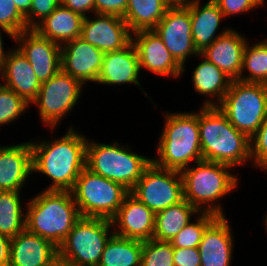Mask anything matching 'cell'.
I'll list each match as a JSON object with an SVG mask.
<instances>
[{"label": "cell", "mask_w": 267, "mask_h": 266, "mask_svg": "<svg viewBox=\"0 0 267 266\" xmlns=\"http://www.w3.org/2000/svg\"><path fill=\"white\" fill-rule=\"evenodd\" d=\"M88 139L70 126L60 139L30 141L33 172L51 178L44 190L71 191L81 171L86 167Z\"/></svg>", "instance_id": "6da1fadb"}, {"label": "cell", "mask_w": 267, "mask_h": 266, "mask_svg": "<svg viewBox=\"0 0 267 266\" xmlns=\"http://www.w3.org/2000/svg\"><path fill=\"white\" fill-rule=\"evenodd\" d=\"M203 160L236 167L251 161V141L238 131L218 106H203L198 112Z\"/></svg>", "instance_id": "7a4b0ae2"}, {"label": "cell", "mask_w": 267, "mask_h": 266, "mask_svg": "<svg viewBox=\"0 0 267 266\" xmlns=\"http://www.w3.org/2000/svg\"><path fill=\"white\" fill-rule=\"evenodd\" d=\"M25 229L57 248L81 217L71 191L44 190L29 199Z\"/></svg>", "instance_id": "3957f363"}, {"label": "cell", "mask_w": 267, "mask_h": 266, "mask_svg": "<svg viewBox=\"0 0 267 266\" xmlns=\"http://www.w3.org/2000/svg\"><path fill=\"white\" fill-rule=\"evenodd\" d=\"M165 119L156 149L158 157L152 162L164 169L182 171L192 161L203 160L198 112H166Z\"/></svg>", "instance_id": "277c9868"}, {"label": "cell", "mask_w": 267, "mask_h": 266, "mask_svg": "<svg viewBox=\"0 0 267 266\" xmlns=\"http://www.w3.org/2000/svg\"><path fill=\"white\" fill-rule=\"evenodd\" d=\"M195 164L181 171L184 199L199 212L225 216L218 201L238 186V177L228 171L233 167L206 160Z\"/></svg>", "instance_id": "5b68a950"}, {"label": "cell", "mask_w": 267, "mask_h": 266, "mask_svg": "<svg viewBox=\"0 0 267 266\" xmlns=\"http://www.w3.org/2000/svg\"><path fill=\"white\" fill-rule=\"evenodd\" d=\"M118 143L104 144L87 141L86 167L92 172L117 182L131 191L142 177L152 158L134 153Z\"/></svg>", "instance_id": "8992f818"}, {"label": "cell", "mask_w": 267, "mask_h": 266, "mask_svg": "<svg viewBox=\"0 0 267 266\" xmlns=\"http://www.w3.org/2000/svg\"><path fill=\"white\" fill-rule=\"evenodd\" d=\"M130 193L121 184L85 167L71 190L80 216L112 220Z\"/></svg>", "instance_id": "52a82bcc"}, {"label": "cell", "mask_w": 267, "mask_h": 266, "mask_svg": "<svg viewBox=\"0 0 267 266\" xmlns=\"http://www.w3.org/2000/svg\"><path fill=\"white\" fill-rule=\"evenodd\" d=\"M218 108L238 131L251 138L267 116V85L232 80Z\"/></svg>", "instance_id": "ba28073f"}, {"label": "cell", "mask_w": 267, "mask_h": 266, "mask_svg": "<svg viewBox=\"0 0 267 266\" xmlns=\"http://www.w3.org/2000/svg\"><path fill=\"white\" fill-rule=\"evenodd\" d=\"M111 229L112 220L81 216L58 247V255L73 266H98L106 243L114 234Z\"/></svg>", "instance_id": "9c48e42d"}, {"label": "cell", "mask_w": 267, "mask_h": 266, "mask_svg": "<svg viewBox=\"0 0 267 266\" xmlns=\"http://www.w3.org/2000/svg\"><path fill=\"white\" fill-rule=\"evenodd\" d=\"M130 193L156 214L184 199L181 171L164 169L152 162Z\"/></svg>", "instance_id": "30bf717a"}, {"label": "cell", "mask_w": 267, "mask_h": 266, "mask_svg": "<svg viewBox=\"0 0 267 266\" xmlns=\"http://www.w3.org/2000/svg\"><path fill=\"white\" fill-rule=\"evenodd\" d=\"M83 86L80 81L62 70L41 83L37 98L32 103L39 107V118L44 125L48 124L53 131L77 104Z\"/></svg>", "instance_id": "8fae6325"}, {"label": "cell", "mask_w": 267, "mask_h": 266, "mask_svg": "<svg viewBox=\"0 0 267 266\" xmlns=\"http://www.w3.org/2000/svg\"><path fill=\"white\" fill-rule=\"evenodd\" d=\"M162 39L165 47L185 70L186 60L198 56L193 38L189 9L184 4H172L165 16L153 29Z\"/></svg>", "instance_id": "7c38bea8"}, {"label": "cell", "mask_w": 267, "mask_h": 266, "mask_svg": "<svg viewBox=\"0 0 267 266\" xmlns=\"http://www.w3.org/2000/svg\"><path fill=\"white\" fill-rule=\"evenodd\" d=\"M17 48L28 59L40 83L46 82L61 70V46L27 29L15 36Z\"/></svg>", "instance_id": "4fadbf2b"}, {"label": "cell", "mask_w": 267, "mask_h": 266, "mask_svg": "<svg viewBox=\"0 0 267 266\" xmlns=\"http://www.w3.org/2000/svg\"><path fill=\"white\" fill-rule=\"evenodd\" d=\"M95 19L84 17L80 37L100 51L113 52L132 41V33L123 17L94 13Z\"/></svg>", "instance_id": "5bb4252c"}, {"label": "cell", "mask_w": 267, "mask_h": 266, "mask_svg": "<svg viewBox=\"0 0 267 266\" xmlns=\"http://www.w3.org/2000/svg\"><path fill=\"white\" fill-rule=\"evenodd\" d=\"M104 52L84 41L81 37L61 46V70L80 81L96 83Z\"/></svg>", "instance_id": "9a60e30c"}, {"label": "cell", "mask_w": 267, "mask_h": 266, "mask_svg": "<svg viewBox=\"0 0 267 266\" xmlns=\"http://www.w3.org/2000/svg\"><path fill=\"white\" fill-rule=\"evenodd\" d=\"M132 42L137 50L140 71L147 69L161 76L180 77L183 67L165 47L154 30H141L132 34Z\"/></svg>", "instance_id": "2e32d148"}, {"label": "cell", "mask_w": 267, "mask_h": 266, "mask_svg": "<svg viewBox=\"0 0 267 266\" xmlns=\"http://www.w3.org/2000/svg\"><path fill=\"white\" fill-rule=\"evenodd\" d=\"M115 235L147 241L153 239L155 213L129 193L112 219ZM118 227V228H117Z\"/></svg>", "instance_id": "e0dca14e"}, {"label": "cell", "mask_w": 267, "mask_h": 266, "mask_svg": "<svg viewBox=\"0 0 267 266\" xmlns=\"http://www.w3.org/2000/svg\"><path fill=\"white\" fill-rule=\"evenodd\" d=\"M0 74V78L5 81L1 84L13 90L28 104H32L37 98L41 83L30 62L17 47L9 51L0 65Z\"/></svg>", "instance_id": "ac0fdd59"}, {"label": "cell", "mask_w": 267, "mask_h": 266, "mask_svg": "<svg viewBox=\"0 0 267 266\" xmlns=\"http://www.w3.org/2000/svg\"><path fill=\"white\" fill-rule=\"evenodd\" d=\"M246 44L247 39L231 28L200 52L199 56L214 63L232 80H239Z\"/></svg>", "instance_id": "d6986e66"}, {"label": "cell", "mask_w": 267, "mask_h": 266, "mask_svg": "<svg viewBox=\"0 0 267 266\" xmlns=\"http://www.w3.org/2000/svg\"><path fill=\"white\" fill-rule=\"evenodd\" d=\"M140 72L138 53L131 41L120 50L104 53L102 68L96 83L109 86L133 83L147 95L138 81Z\"/></svg>", "instance_id": "ffe728a7"}, {"label": "cell", "mask_w": 267, "mask_h": 266, "mask_svg": "<svg viewBox=\"0 0 267 266\" xmlns=\"http://www.w3.org/2000/svg\"><path fill=\"white\" fill-rule=\"evenodd\" d=\"M30 173H33L30 141L0 146V191L20 192Z\"/></svg>", "instance_id": "44dd1931"}, {"label": "cell", "mask_w": 267, "mask_h": 266, "mask_svg": "<svg viewBox=\"0 0 267 266\" xmlns=\"http://www.w3.org/2000/svg\"><path fill=\"white\" fill-rule=\"evenodd\" d=\"M226 216H218L204 231L198 246L201 266H230L233 236Z\"/></svg>", "instance_id": "7402d4cb"}, {"label": "cell", "mask_w": 267, "mask_h": 266, "mask_svg": "<svg viewBox=\"0 0 267 266\" xmlns=\"http://www.w3.org/2000/svg\"><path fill=\"white\" fill-rule=\"evenodd\" d=\"M183 4L190 12L192 38L199 53L230 29L226 27L216 34L224 15L213 0L207 1L203 6L200 5V0H187Z\"/></svg>", "instance_id": "603a6c76"}, {"label": "cell", "mask_w": 267, "mask_h": 266, "mask_svg": "<svg viewBox=\"0 0 267 266\" xmlns=\"http://www.w3.org/2000/svg\"><path fill=\"white\" fill-rule=\"evenodd\" d=\"M58 256V248L26 229L10 240L9 266H45Z\"/></svg>", "instance_id": "cb8c5ba5"}, {"label": "cell", "mask_w": 267, "mask_h": 266, "mask_svg": "<svg viewBox=\"0 0 267 266\" xmlns=\"http://www.w3.org/2000/svg\"><path fill=\"white\" fill-rule=\"evenodd\" d=\"M84 16L62 5L34 28L41 36L62 46L80 37Z\"/></svg>", "instance_id": "d4e9b609"}, {"label": "cell", "mask_w": 267, "mask_h": 266, "mask_svg": "<svg viewBox=\"0 0 267 266\" xmlns=\"http://www.w3.org/2000/svg\"><path fill=\"white\" fill-rule=\"evenodd\" d=\"M202 58L192 74L193 86L197 93L205 97L209 96V98L212 96L210 99L215 98L217 101L216 103V101L207 99L203 106H218L228 92L232 79L214 63L207 61L204 57Z\"/></svg>", "instance_id": "484cf974"}, {"label": "cell", "mask_w": 267, "mask_h": 266, "mask_svg": "<svg viewBox=\"0 0 267 266\" xmlns=\"http://www.w3.org/2000/svg\"><path fill=\"white\" fill-rule=\"evenodd\" d=\"M171 5L168 0H128L123 18L132 34L153 30Z\"/></svg>", "instance_id": "4316f807"}, {"label": "cell", "mask_w": 267, "mask_h": 266, "mask_svg": "<svg viewBox=\"0 0 267 266\" xmlns=\"http://www.w3.org/2000/svg\"><path fill=\"white\" fill-rule=\"evenodd\" d=\"M195 213L197 215L200 212L185 199L157 212L153 239L170 241L191 221Z\"/></svg>", "instance_id": "83f0119b"}, {"label": "cell", "mask_w": 267, "mask_h": 266, "mask_svg": "<svg viewBox=\"0 0 267 266\" xmlns=\"http://www.w3.org/2000/svg\"><path fill=\"white\" fill-rule=\"evenodd\" d=\"M143 241L113 234L102 252L98 266H141Z\"/></svg>", "instance_id": "f1b7e54d"}, {"label": "cell", "mask_w": 267, "mask_h": 266, "mask_svg": "<svg viewBox=\"0 0 267 266\" xmlns=\"http://www.w3.org/2000/svg\"><path fill=\"white\" fill-rule=\"evenodd\" d=\"M19 191H0V234L13 238L25 230L26 212L23 211Z\"/></svg>", "instance_id": "f546056e"}, {"label": "cell", "mask_w": 267, "mask_h": 266, "mask_svg": "<svg viewBox=\"0 0 267 266\" xmlns=\"http://www.w3.org/2000/svg\"><path fill=\"white\" fill-rule=\"evenodd\" d=\"M249 45L247 42L243 52L239 81L267 85V39ZM244 71H248V75Z\"/></svg>", "instance_id": "4dcf8cb0"}, {"label": "cell", "mask_w": 267, "mask_h": 266, "mask_svg": "<svg viewBox=\"0 0 267 266\" xmlns=\"http://www.w3.org/2000/svg\"><path fill=\"white\" fill-rule=\"evenodd\" d=\"M218 216L209 212L197 214L196 222L190 221L183 229L174 236L170 242L172 247L177 248H196L199 246L204 231Z\"/></svg>", "instance_id": "1f68e13d"}, {"label": "cell", "mask_w": 267, "mask_h": 266, "mask_svg": "<svg viewBox=\"0 0 267 266\" xmlns=\"http://www.w3.org/2000/svg\"><path fill=\"white\" fill-rule=\"evenodd\" d=\"M141 266H174L171 242L156 239L143 241Z\"/></svg>", "instance_id": "d6a6232c"}, {"label": "cell", "mask_w": 267, "mask_h": 266, "mask_svg": "<svg viewBox=\"0 0 267 266\" xmlns=\"http://www.w3.org/2000/svg\"><path fill=\"white\" fill-rule=\"evenodd\" d=\"M30 107L22 97L0 83V125L15 121Z\"/></svg>", "instance_id": "836d02e7"}, {"label": "cell", "mask_w": 267, "mask_h": 266, "mask_svg": "<svg viewBox=\"0 0 267 266\" xmlns=\"http://www.w3.org/2000/svg\"><path fill=\"white\" fill-rule=\"evenodd\" d=\"M0 26L14 36L27 30L25 16L17 9L13 0H0Z\"/></svg>", "instance_id": "e575fe53"}, {"label": "cell", "mask_w": 267, "mask_h": 266, "mask_svg": "<svg viewBox=\"0 0 267 266\" xmlns=\"http://www.w3.org/2000/svg\"><path fill=\"white\" fill-rule=\"evenodd\" d=\"M250 141L253 165L267 170V116Z\"/></svg>", "instance_id": "d590c367"}, {"label": "cell", "mask_w": 267, "mask_h": 266, "mask_svg": "<svg viewBox=\"0 0 267 266\" xmlns=\"http://www.w3.org/2000/svg\"><path fill=\"white\" fill-rule=\"evenodd\" d=\"M60 5L61 0H32L31 10L25 16L27 29H34Z\"/></svg>", "instance_id": "8d00e7d4"}, {"label": "cell", "mask_w": 267, "mask_h": 266, "mask_svg": "<svg viewBox=\"0 0 267 266\" xmlns=\"http://www.w3.org/2000/svg\"><path fill=\"white\" fill-rule=\"evenodd\" d=\"M222 11L224 18L250 12L260 5L255 0H213Z\"/></svg>", "instance_id": "74e56055"}, {"label": "cell", "mask_w": 267, "mask_h": 266, "mask_svg": "<svg viewBox=\"0 0 267 266\" xmlns=\"http://www.w3.org/2000/svg\"><path fill=\"white\" fill-rule=\"evenodd\" d=\"M173 262L174 266H201L198 247H173Z\"/></svg>", "instance_id": "f35d334b"}, {"label": "cell", "mask_w": 267, "mask_h": 266, "mask_svg": "<svg viewBox=\"0 0 267 266\" xmlns=\"http://www.w3.org/2000/svg\"><path fill=\"white\" fill-rule=\"evenodd\" d=\"M128 0H95V13L124 17Z\"/></svg>", "instance_id": "ab89813d"}, {"label": "cell", "mask_w": 267, "mask_h": 266, "mask_svg": "<svg viewBox=\"0 0 267 266\" xmlns=\"http://www.w3.org/2000/svg\"><path fill=\"white\" fill-rule=\"evenodd\" d=\"M61 5L80 13L84 17L89 12L95 13V0H61Z\"/></svg>", "instance_id": "60d3db41"}, {"label": "cell", "mask_w": 267, "mask_h": 266, "mask_svg": "<svg viewBox=\"0 0 267 266\" xmlns=\"http://www.w3.org/2000/svg\"><path fill=\"white\" fill-rule=\"evenodd\" d=\"M10 238L0 234V266H9Z\"/></svg>", "instance_id": "b9f144b4"}, {"label": "cell", "mask_w": 267, "mask_h": 266, "mask_svg": "<svg viewBox=\"0 0 267 266\" xmlns=\"http://www.w3.org/2000/svg\"><path fill=\"white\" fill-rule=\"evenodd\" d=\"M17 9L26 16L31 10L32 0H13Z\"/></svg>", "instance_id": "7bdbcfd3"}, {"label": "cell", "mask_w": 267, "mask_h": 266, "mask_svg": "<svg viewBox=\"0 0 267 266\" xmlns=\"http://www.w3.org/2000/svg\"><path fill=\"white\" fill-rule=\"evenodd\" d=\"M0 29H2L3 30V32H5L6 34H8L9 35V37H11V39H13V41H15V36L11 33V32H9L8 30H6L5 28H3V27H1L0 26ZM2 30H0V65L3 63V61H4V59L7 57V54L9 53V51L8 52H5V50H4V43H3V39H2V34H1V31Z\"/></svg>", "instance_id": "ee69618b"}, {"label": "cell", "mask_w": 267, "mask_h": 266, "mask_svg": "<svg viewBox=\"0 0 267 266\" xmlns=\"http://www.w3.org/2000/svg\"><path fill=\"white\" fill-rule=\"evenodd\" d=\"M45 266H73V265L58 255Z\"/></svg>", "instance_id": "f6af8a7d"}, {"label": "cell", "mask_w": 267, "mask_h": 266, "mask_svg": "<svg viewBox=\"0 0 267 266\" xmlns=\"http://www.w3.org/2000/svg\"><path fill=\"white\" fill-rule=\"evenodd\" d=\"M171 4H183L187 0H168Z\"/></svg>", "instance_id": "bcb514c9"}, {"label": "cell", "mask_w": 267, "mask_h": 266, "mask_svg": "<svg viewBox=\"0 0 267 266\" xmlns=\"http://www.w3.org/2000/svg\"><path fill=\"white\" fill-rule=\"evenodd\" d=\"M259 5H263L264 4V0H255Z\"/></svg>", "instance_id": "7dc6e473"}, {"label": "cell", "mask_w": 267, "mask_h": 266, "mask_svg": "<svg viewBox=\"0 0 267 266\" xmlns=\"http://www.w3.org/2000/svg\"><path fill=\"white\" fill-rule=\"evenodd\" d=\"M264 218H265V219H264V220H265V221H264V222H265L264 225L266 226L265 228H266V230H267V215H266Z\"/></svg>", "instance_id": "c3c4849f"}]
</instances>
